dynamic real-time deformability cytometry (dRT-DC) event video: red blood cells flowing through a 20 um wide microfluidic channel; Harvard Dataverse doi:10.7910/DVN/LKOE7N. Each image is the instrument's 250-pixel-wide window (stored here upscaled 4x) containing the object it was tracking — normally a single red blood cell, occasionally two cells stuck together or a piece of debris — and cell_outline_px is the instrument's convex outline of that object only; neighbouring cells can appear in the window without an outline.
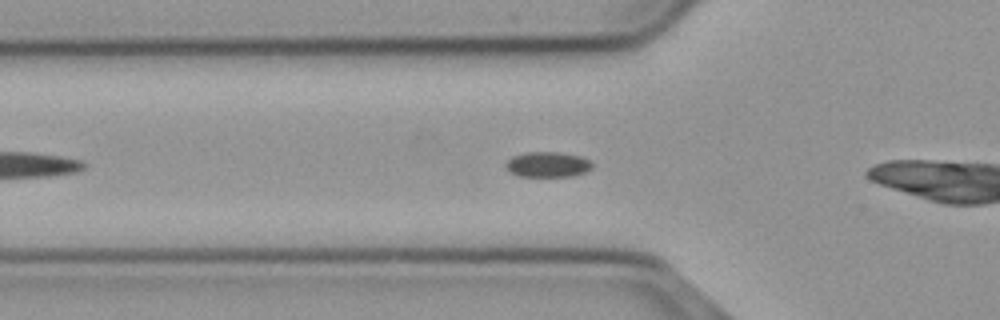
{"species": "common noctule bat (a hibernating species)", "species_latin": "Nyctalus noctula", "temperature_condition": "cold", "stored_images_in_passage": 9, "camera_frame_rate_fps": 3000, "um_per_image_px": 0.085, "animal": {"sex": "male", "body_mass_g": 23.1, "forearm_length_mm": 52.7}, "frame": {"image": 1, "passage_image": 7, "time_ms": 2.0, "image_size_px": [1000, 320], "cell_outline_px": [[592, 168], [584, 172], [572, 176], [520, 176], [508, 172], [504, 164], [512, 156], [524, 152], [560, 152], [580, 156], [588, 160], [592, 164]], "centroid_in_image_um": [46.5, 13.97], "position_along_channel_um": 79.3, "area_um2": 12.77}}